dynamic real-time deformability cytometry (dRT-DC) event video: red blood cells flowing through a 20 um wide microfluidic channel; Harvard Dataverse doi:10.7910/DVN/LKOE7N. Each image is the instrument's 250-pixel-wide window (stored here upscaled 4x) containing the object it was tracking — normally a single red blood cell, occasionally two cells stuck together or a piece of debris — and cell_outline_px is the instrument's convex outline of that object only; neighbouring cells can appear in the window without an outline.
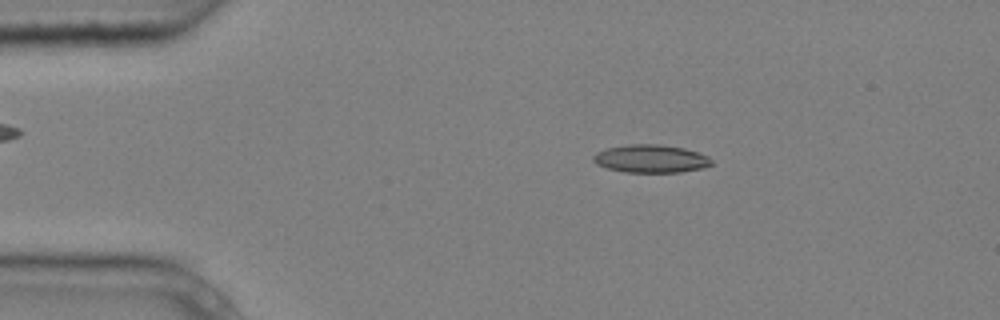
{"species": "common noctule bat (a hibernating species)", "species_latin": "Nyctalus noctula", "temperature_condition": "cold", "stored_images_in_passage": 5, "camera_frame_rate_fps": 3000, "um_per_image_px": 0.085, "animal": {"sex": "male", "body_mass_g": 20.4}, "frame": {"image": 1, "passage_image": 2, "time_ms": 0.333, "image_size_px": [1000, 320], "cell_outline_px": [[712, 164], [704, 168], [680, 172], [624, 172], [608, 168], [596, 164], [592, 160], [592, 156], [596, 152], [608, 148], [628, 144], [656, 144], [684, 148], [708, 156], [712, 160]], "centroid_in_image_um": [55.31, 13.49], "position_along_channel_um": 29.7, "area_um2": 19.25}}
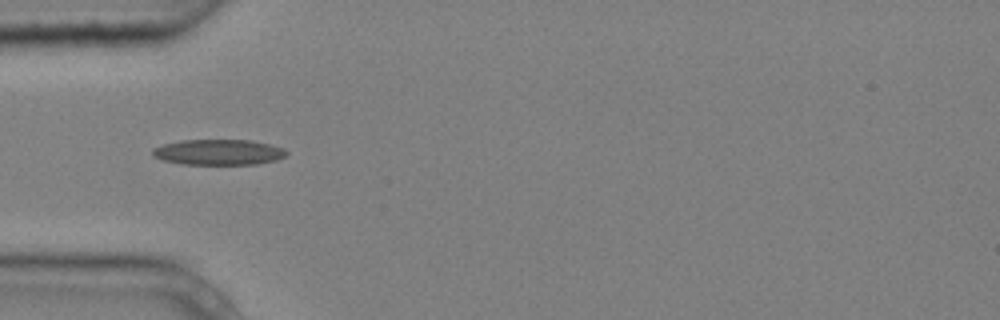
{"frame": {"image": 2, "passage_image": 3, "time_ms": 0.667, "image_size_px": [1000, 320], "cell_outline_px": [[288, 152], [284, 156], [276, 160], [256, 164], [184, 164], [164, 160], [152, 156], [152, 148], [164, 144], [180, 140], [252, 140], [284, 148]], "centroid_in_image_um": [18.56, 12.93], "position_along_channel_um": 66.4, "area_um2": 19.88}}
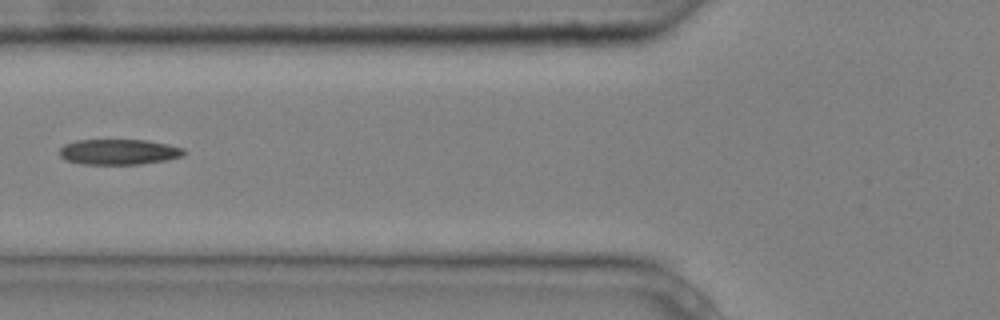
{"frame": {"image": 3, "passage_image": 4, "time_ms": 1.0, "image_size_px": [1000, 320], "cell_outline_px": [[188, 152], [184, 156], [164, 160], [140, 164], [80, 164], [64, 160], [60, 156], [60, 148], [64, 144], [76, 140], [148, 140], [168, 144], [184, 148]], "centroid_in_image_um": [10.11, 12.91], "position_along_channel_um": 115.7, "area_um2": 18.67}}